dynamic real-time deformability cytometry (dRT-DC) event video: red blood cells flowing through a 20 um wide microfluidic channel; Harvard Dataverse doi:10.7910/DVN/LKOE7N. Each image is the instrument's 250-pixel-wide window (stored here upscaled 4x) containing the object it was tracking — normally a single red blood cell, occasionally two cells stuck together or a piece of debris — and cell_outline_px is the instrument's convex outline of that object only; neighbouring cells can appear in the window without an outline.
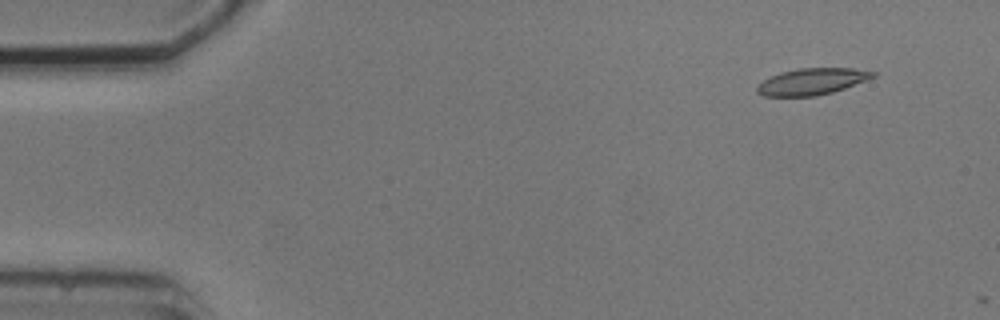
{"species": "common noctule bat (a hibernating species)", "species_latin": "Nyctalus noctula", "temperature_condition": "cold", "stored_images_in_passage": 3, "camera_frame_rate_fps": 3000, "um_per_image_px": 0.085, "animal": {"sex": "male", "body_mass_g": 20.5, "forearm_length_mm": 52.5}, "frame": {"image": 1, "passage_image": 2, "time_ms": 1.0, "image_size_px": [1000, 320], "cell_outline_px": [[876, 76], [844, 88], [832, 92], [816, 96], [764, 96], [756, 92], [756, 88], [764, 80], [780, 72], [800, 68], [852, 68], [876, 72]], "centroid_in_image_um": [69.01, 6.93], "position_along_channel_um": 16.0, "area_um2": 17.69}}